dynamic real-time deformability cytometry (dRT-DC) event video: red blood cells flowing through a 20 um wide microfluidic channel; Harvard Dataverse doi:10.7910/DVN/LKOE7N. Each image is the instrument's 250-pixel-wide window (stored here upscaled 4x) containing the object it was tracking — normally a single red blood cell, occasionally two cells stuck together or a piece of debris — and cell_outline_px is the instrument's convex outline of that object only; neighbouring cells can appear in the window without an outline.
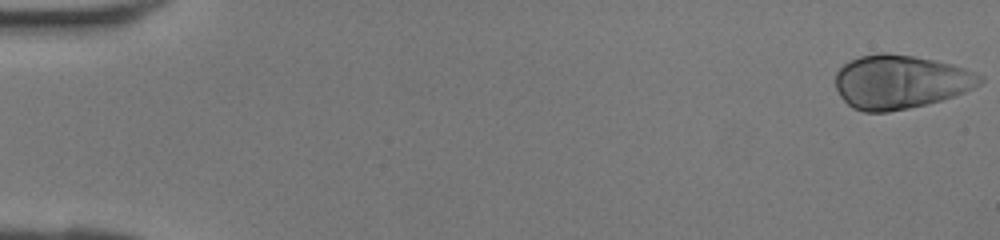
{"species": "human", "species_latin": "Homo sapiens", "temperature_condition": "room temperature", "stored_images_in_passage": 42, "camera_frame_rate_fps": 3000, "um_per_image_px": 0.085, "donor": {"sex": "female"}, "frame": {"image": 1, "passage_image": 1, "time_ms": 0.0, "image_size_px": [1000, 240], "cell_outline_px": [[984, 80], [980, 84], [956, 96], [928, 104], [888, 112], [864, 112], [852, 108], [840, 96], [836, 88], [836, 72], [844, 64], [860, 56], [880, 52], [888, 52], [912, 56], [952, 64], [964, 68], [984, 76]], "centroid_in_image_um": [76.53, 6.96], "position_along_channel_um": 8.5, "area_um2": 45.37}}
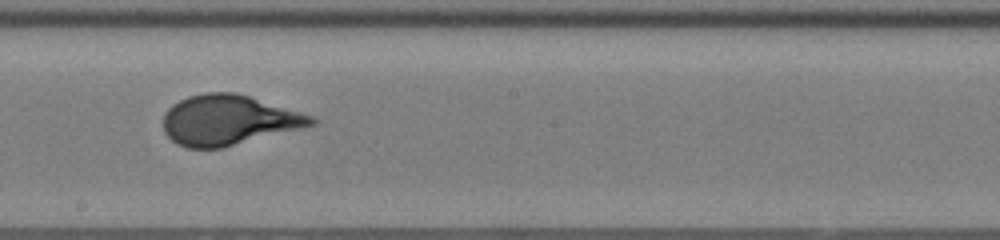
{"frame": {"image": 2, "passage_image": 24, "time_ms": 7.667, "image_size_px": [1000, 240], "cell_outline_px": [[320, 120], [316, 124], [304, 128], [220, 148], [188, 148], [176, 144], [164, 132], [164, 112], [172, 104], [188, 96], [204, 92], [236, 92], [316, 116]], "centroid_in_image_um": [19.47, 10.2], "position_along_channel_um": 228.7, "area_um2": 43.58}}
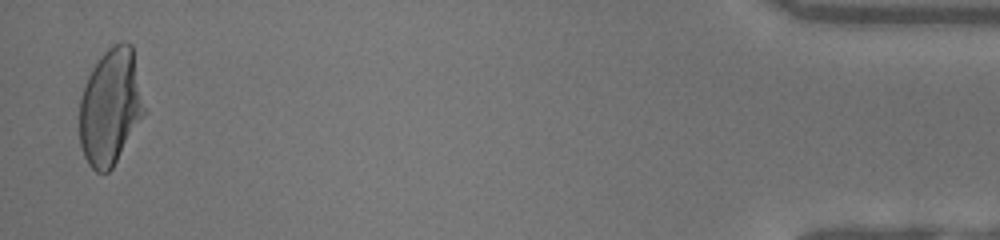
{"frame": {"image": 3, "passage_image": 41, "time_ms": 13.333, "image_size_px": [1000, 240], "cell_outline_px": [[144, 112], [112, 168], [108, 172], [96, 172], [88, 164], [84, 156], [80, 144], [80, 100], [88, 76], [92, 68], [100, 56], [112, 44], [120, 40], [124, 40], [132, 44], [144, 108]], "centroid_in_image_um": [9.36, 9.05], "position_along_channel_um": 425.8, "area_um2": 43.18}}